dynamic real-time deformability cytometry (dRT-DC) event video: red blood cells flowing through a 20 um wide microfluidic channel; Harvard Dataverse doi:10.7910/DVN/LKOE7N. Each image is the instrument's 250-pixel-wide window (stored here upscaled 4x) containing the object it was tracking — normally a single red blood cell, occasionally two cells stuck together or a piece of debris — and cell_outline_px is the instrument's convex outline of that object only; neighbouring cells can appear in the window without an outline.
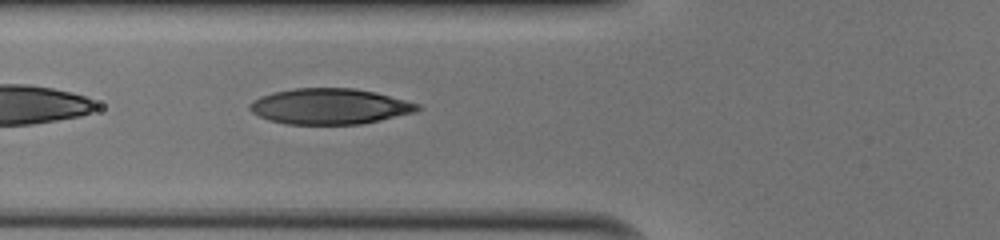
{"species": "human", "species_latin": "Homo sapiens", "temperature_condition": "cold", "stored_images_in_passage": 34, "camera_frame_rate_fps": 3000, "um_per_image_px": 0.085, "donor": {"sex": "male"}, "frame": {"image": 1, "passage_image": 4, "time_ms": 1.0, "image_size_px": [1000, 240], "cell_outline_px": [[424, 108], [416, 112], [380, 120], [360, 124], [288, 124], [268, 120], [252, 112], [248, 108], [248, 104], [252, 100], [260, 96], [272, 92], [292, 88], [352, 88], [376, 92], [420, 104]], "centroid_in_image_um": [28.02, 9.03], "position_along_channel_um": 97.8, "area_um2": 35.14}}
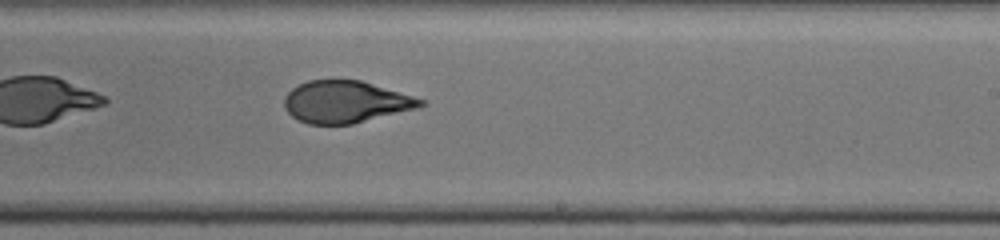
{"frame": {"image": 2, "passage_image": 16, "time_ms": 5.0, "image_size_px": [1000, 240], "cell_outline_px": [[424, 104], [420, 108], [352, 124], [308, 124], [292, 116], [284, 108], [284, 96], [292, 88], [308, 80], [360, 80], [412, 96], [424, 100]], "centroid_in_image_um": [29.36, 8.67], "position_along_channel_um": 259.6, "area_um2": 33.18}}
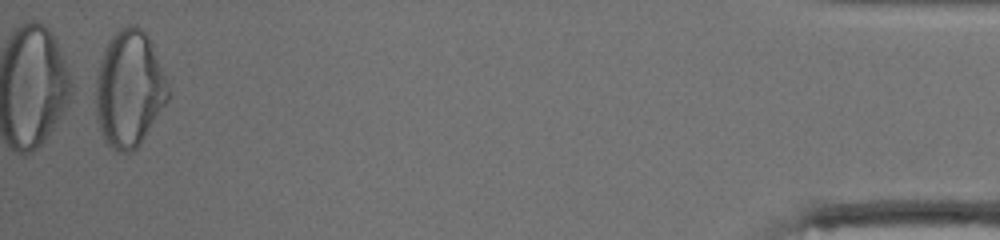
{"frame": {"image": 3, "passage_image": 34, "time_ms": 11.0, "image_size_px": [1000, 240], "cell_outline_px": [[172, 92], [168, 100], [140, 144], [132, 152], [116, 152], [104, 140], [96, 116], [96, 76], [100, 60], [104, 48], [108, 40], [120, 28], [128, 24], [136, 24], [148, 36]], "centroid_in_image_um": [10.99, 7.55], "position_along_channel_um": 424.2, "area_um2": 49.3}, "authors_computed_cell_mechanics": {"area_um2": 34.8534, "velocity_mm_per_s": 4.0549, "shape_relaxation_time_tau1_ms": 8.9998, "shape_relaxation_time_tau2_ms": 1.2109, "deformation_change_tau1": 0.2933, "deformation_change_tau2": 0.0637}}